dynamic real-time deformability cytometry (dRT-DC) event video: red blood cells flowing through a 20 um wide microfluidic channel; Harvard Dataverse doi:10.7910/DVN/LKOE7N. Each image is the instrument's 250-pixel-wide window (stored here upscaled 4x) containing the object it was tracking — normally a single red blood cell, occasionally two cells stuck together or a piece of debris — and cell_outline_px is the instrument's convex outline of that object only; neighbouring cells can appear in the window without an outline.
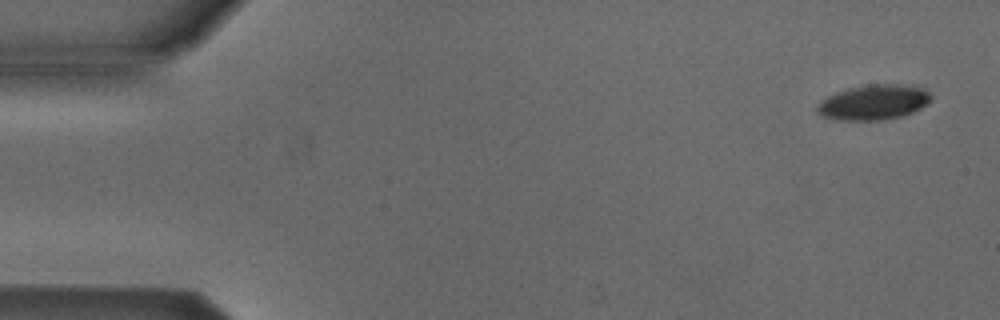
{"species": "Egyptian fruit bat (a non-hibernating species)", "species_latin": "Rousettus aegyptiacus", "temperature_condition": "cold", "stored_images_in_passage": 52, "camera_frame_rate_fps": 3000, "um_per_image_px": 0.085, "animal": {"sex": "male"}, "frame": {"image": 1, "passage_image": 1, "time_ms": 0.0, "image_size_px": [1000, 320], "cell_outline_px": [[932, 100], [928, 104], [912, 112], [900, 116], [880, 120], [836, 120], [820, 116], [816, 112], [816, 108], [828, 96], [836, 92], [848, 88], [868, 84], [904, 84], [924, 88], [932, 96]], "centroid_in_image_um": [74.27, 8.69], "position_along_channel_um": 10.7, "area_um2": 23.35}}
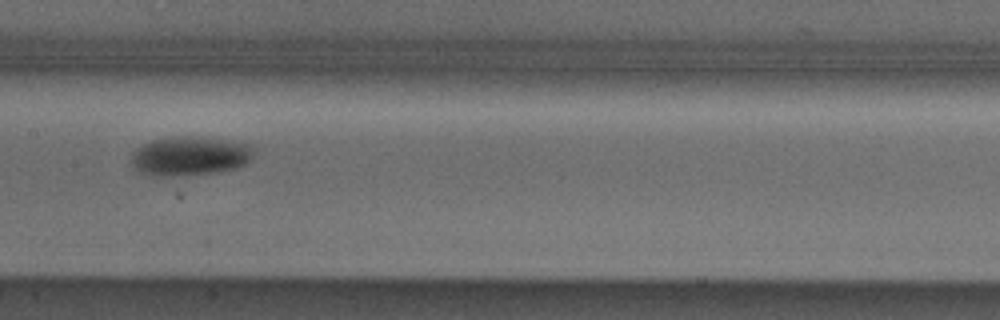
{"frame": {"image": 2, "passage_image": 25, "time_ms": 8.0, "image_size_px": [1000, 320], "cell_outline_px": [[252, 156], [244, 164], [236, 168], [220, 172], [184, 176], [152, 176], [140, 172], [132, 164], [132, 152], [136, 148], [152, 140], [176, 136], [192, 136], [252, 144]], "centroid_in_image_um": [16.11, 13.27], "position_along_channel_um": 191.3, "area_um2": 27.92}}
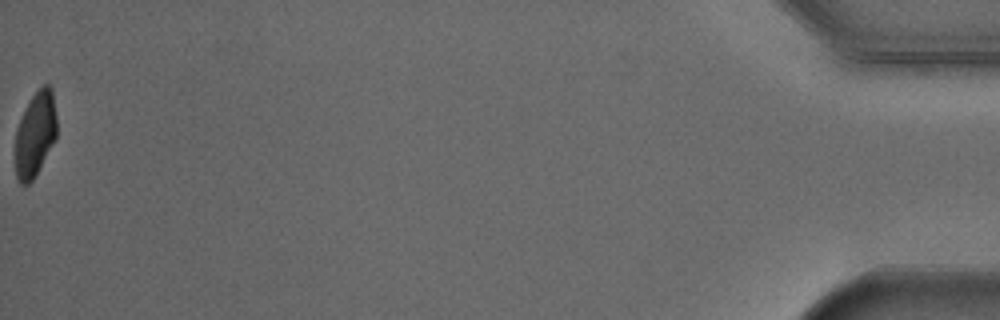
{"frame": {"image": 3, "passage_image": 52, "time_ms": 17.0, "image_size_px": [1000, 320], "cell_outline_px": [[56, 140], [36, 176], [28, 184], [20, 184], [16, 176], [16, 132], [20, 120], [32, 96], [44, 84], [48, 84], [52, 88], [56, 116]], "centroid_in_image_um": [3.02, 11.44], "position_along_channel_um": 432.2, "area_um2": 20.4}, "authors_computed_cell_mechanics": {"area_um2": 24.6228, "velocity_mm_per_s": 3.861, "shape_relaxation_time_tau1_ms": 2.0035, "shape_relaxation_time_tau2_ms": null, "deformation_change_tau1": 0.1018, "deformation_change_tau2": null}}